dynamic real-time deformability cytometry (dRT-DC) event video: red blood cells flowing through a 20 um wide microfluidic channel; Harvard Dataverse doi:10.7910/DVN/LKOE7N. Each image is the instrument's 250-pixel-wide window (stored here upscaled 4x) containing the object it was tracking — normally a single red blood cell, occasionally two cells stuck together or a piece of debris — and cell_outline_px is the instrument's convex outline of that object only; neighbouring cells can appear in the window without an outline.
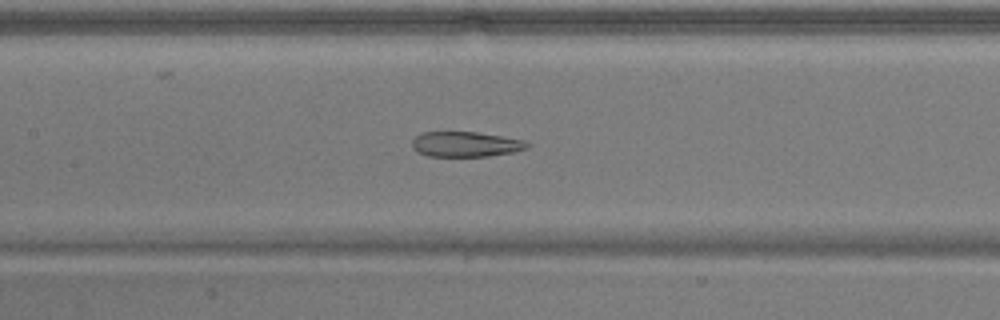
{"species": "common noctule bat (a hibernating species)", "species_latin": "Nyctalus noctula", "temperature_condition": "warm", "stored_images_in_passage": 54, "segment_of_instrument_passage": [1, 2], "camera_frame_rate_fps": 3000, "um_per_image_px": 0.085, "animal": {"sex": "male", "body_mass_g": 17.9}, "frame": {"image": 1, "passage_image": 25, "time_ms": 8.0, "image_size_px": [1000, 320], "cell_outline_px": [[532, 144], [528, 148], [516, 152], [488, 156], [428, 156], [416, 152], [412, 148], [412, 140], [420, 132], [476, 132], [524, 140]], "centroid_in_image_um": [39.59, 12.26], "position_along_channel_um": 167.8, "area_um2": 17.05}}
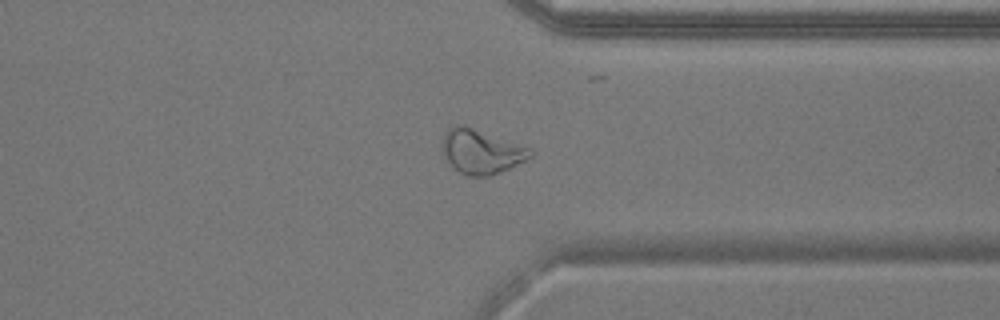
{"frame": {"image": 2, "passage_image": 41, "time_ms": 13.333, "image_size_px": [1000, 320], "cell_outline_px": [[532, 156], [508, 168], [488, 176], [468, 176], [460, 172], [444, 156], [444, 136], [448, 128], [456, 124], [464, 124], [532, 148]], "centroid_in_image_um": [40.92, 12.85], "position_along_channel_um": 370.5, "area_um2": 22.31}}
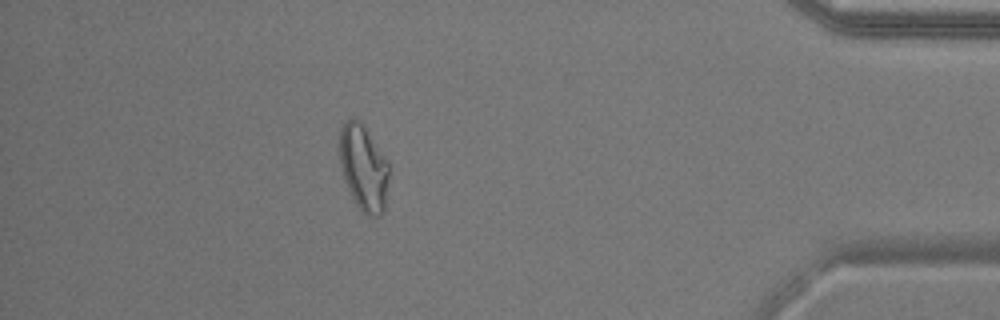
{"frame": {"image": 3, "passage_image": 47, "time_ms": 15.333, "image_size_px": [1000, 320], "cell_outline_px": [[388, 180], [384, 212], [380, 216], [372, 220], [356, 204], [348, 188], [340, 164], [340, 128], [344, 120], [352, 116], [360, 120], [364, 124], [388, 160]], "centroid_in_image_um": [30.92, 14.23], "position_along_channel_um": 404.3, "area_um2": 25.09}}